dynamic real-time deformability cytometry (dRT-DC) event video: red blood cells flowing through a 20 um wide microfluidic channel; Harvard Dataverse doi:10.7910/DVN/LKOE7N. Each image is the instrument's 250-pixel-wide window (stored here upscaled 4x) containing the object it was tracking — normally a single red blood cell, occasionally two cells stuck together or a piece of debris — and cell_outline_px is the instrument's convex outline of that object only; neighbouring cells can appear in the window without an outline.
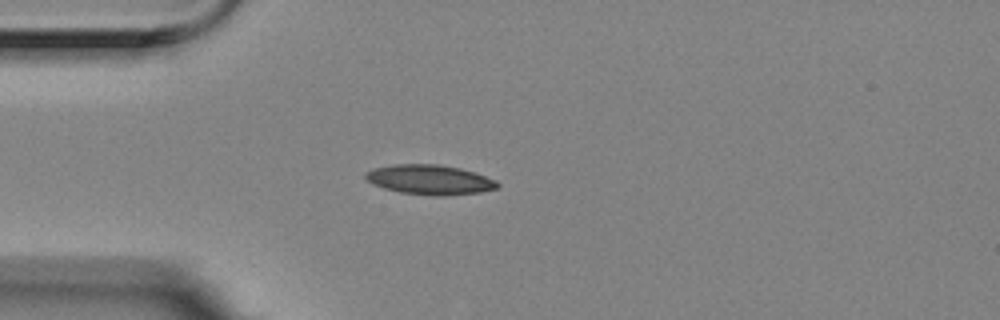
{"species": "Egyptian fruit bat (a non-hibernating species)", "species_latin": "Rousettus aegyptiacus", "temperature_condition": "room temperature", "stored_images_in_passage": 3, "camera_frame_rate_fps": 3000, "um_per_image_px": 0.085, "animal": {"sex": "female"}, "frame": {"image": 1, "passage_image": 3, "time_ms": 0.667, "image_size_px": [1000, 320], "cell_outline_px": [[500, 184], [496, 188], [480, 192], [444, 196], [436, 196], [400, 192], [384, 188], [372, 184], [364, 176], [364, 172], [372, 168], [392, 164], [440, 164], [460, 168], [496, 180]], "centroid_in_image_um": [36.48, 15.27], "position_along_channel_um": 48.5, "area_um2": 22.89}}